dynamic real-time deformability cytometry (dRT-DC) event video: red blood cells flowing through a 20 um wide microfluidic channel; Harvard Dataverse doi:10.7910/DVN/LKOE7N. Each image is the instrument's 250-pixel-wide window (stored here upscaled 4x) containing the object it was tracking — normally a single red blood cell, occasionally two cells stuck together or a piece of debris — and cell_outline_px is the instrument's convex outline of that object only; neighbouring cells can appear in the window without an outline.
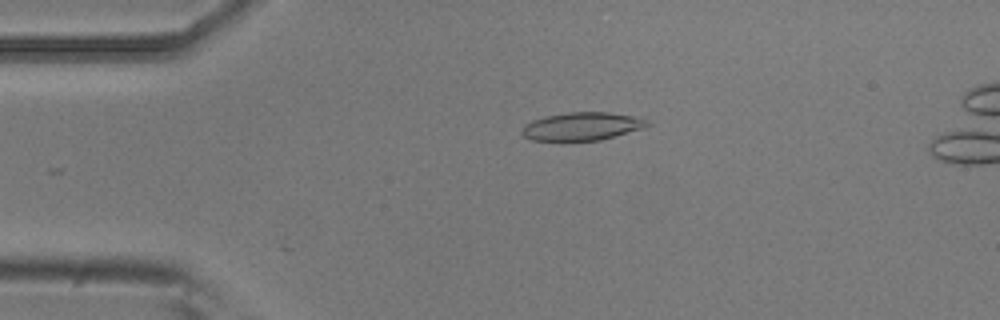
{"species": "common noctule bat (a hibernating species)", "species_latin": "Nyctalus noctula", "temperature_condition": "room temperature", "stored_images_in_passage": 5, "camera_frame_rate_fps": 3000, "um_per_image_px": 0.085, "animal": {"sex": "male", "body_mass_g": 20.5, "forearm_length_mm": 52.5}, "frame": {"image": 1, "passage_image": 3, "time_ms": 0.667, "image_size_px": [1000, 320], "cell_outline_px": [[652, 124], [644, 128], [600, 140], [532, 140], [524, 136], [520, 132], [524, 124], [532, 120], [544, 116], [568, 112], [608, 112], [632, 116], [648, 120]], "centroid_in_image_um": [49.46, 10.73], "position_along_channel_um": 35.5, "area_um2": 20.46}}